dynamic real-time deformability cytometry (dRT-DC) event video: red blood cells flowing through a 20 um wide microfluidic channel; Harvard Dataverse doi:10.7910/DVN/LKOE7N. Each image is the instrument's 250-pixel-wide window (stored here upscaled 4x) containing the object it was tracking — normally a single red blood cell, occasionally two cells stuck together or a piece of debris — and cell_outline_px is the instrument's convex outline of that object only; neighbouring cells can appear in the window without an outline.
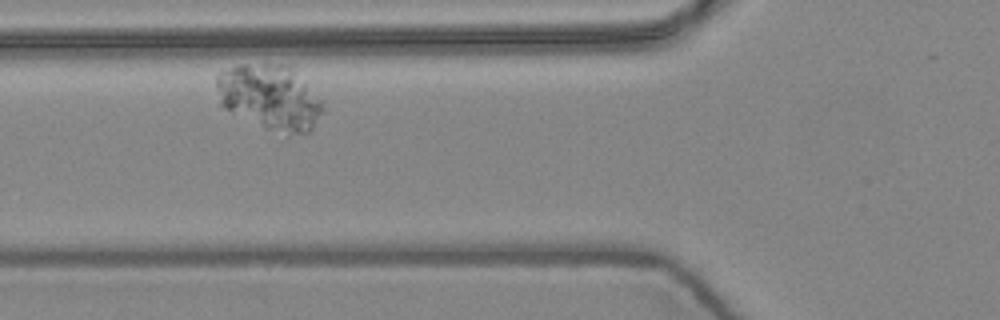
{"species": "common noctule bat (a hibernating species)", "species_latin": "Nyctalus noctula", "temperature_condition": "warm", "stored_images_in_passage": 4, "camera_frame_rate_fps": 3000, "um_per_image_px": 0.085, "animal": {"sex": "female", "body_mass_g": 24.6, "forearm_length_mm": 56.2}, "frame": {"image": 1, "passage_image": 2, "time_ms": 0.333, "image_size_px": [1000, 320], "cell_outline_px": [[324, 112], [312, 128], [308, 132], [288, 136], [264, 128], [224, 108], [220, 104], [216, 88], [216, 76], [220, 72], [236, 64], [292, 64], [320, 100], [324, 108]], "centroid_in_image_um": [22.95, 8.25], "position_along_channel_um": 102.9, "area_um2": 40.86}}
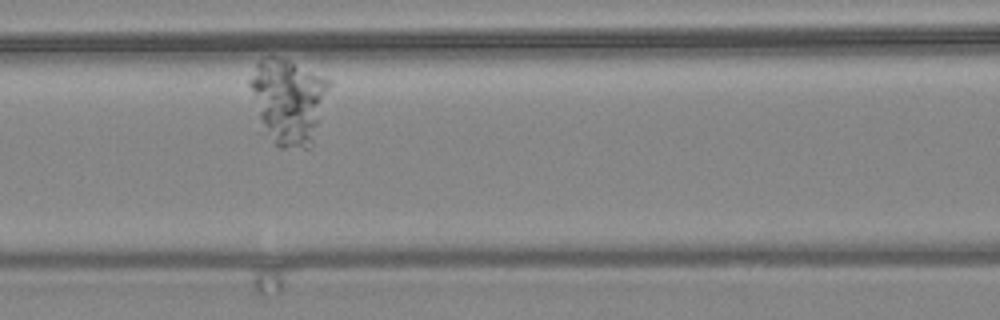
{"frame": {"image": 2, "passage_image": 3, "time_ms": 0.667, "image_size_px": [1000, 320], "cell_outline_px": [[332, 84], [312, 144], [308, 148], [280, 148], [276, 144], [260, 116], [248, 84], [248, 80], [256, 64], [260, 60], [272, 56], [288, 60], [328, 80]], "centroid_in_image_um": [24.55, 8.56], "position_along_channel_um": 142.0, "area_um2": 38.26}}